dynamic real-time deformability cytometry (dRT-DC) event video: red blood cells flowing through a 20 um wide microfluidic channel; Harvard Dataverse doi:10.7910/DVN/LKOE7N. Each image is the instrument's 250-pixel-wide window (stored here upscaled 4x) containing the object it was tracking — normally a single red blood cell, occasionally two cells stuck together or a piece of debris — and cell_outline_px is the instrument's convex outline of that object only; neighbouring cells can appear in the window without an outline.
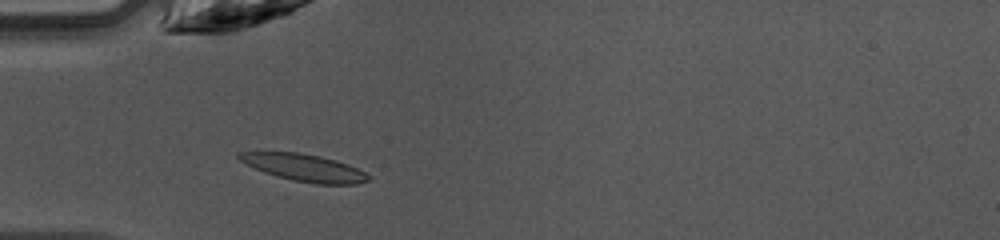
{"species": "common noctule bat (a hibernating species)", "species_latin": "Nyctalus noctula", "temperature_condition": "warm", "stored_images_in_passage": 40, "camera_frame_rate_fps": 3000, "um_per_image_px": 0.085, "animal": {"sex": "female", "body_mass_g": 10.0, "forearm_length_mm": 53.1}, "frame": {"image": 1, "passage_image": 7, "time_ms": 2.0, "image_size_px": [1000, 240], "cell_outline_px": [[372, 176], [368, 180], [356, 184], [316, 184], [292, 180], [276, 176], [264, 172], [240, 160], [236, 156], [236, 152], [300, 152], [320, 156], [336, 160], [348, 164]], "centroid_in_image_um": [25.87, 14.25], "position_along_channel_um": 59.1, "area_um2": 20.35}}
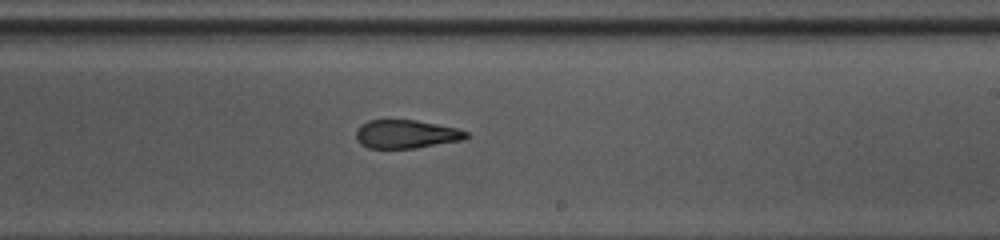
{"frame": {"image": 2, "passage_image": 21, "time_ms": 6.667, "image_size_px": [1000, 240], "cell_outline_px": [[468, 136], [464, 140], [416, 148], [368, 148], [360, 144], [356, 140], [356, 132], [368, 120], [416, 120], [456, 128], [468, 132]], "centroid_in_image_um": [34.54, 11.41], "position_along_channel_um": 254.5, "area_um2": 18.15}}
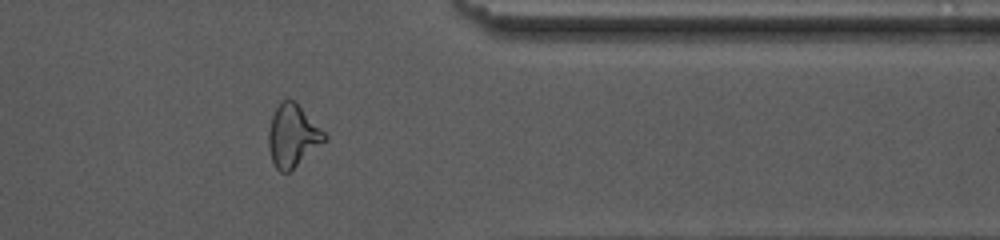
{"frame": {"image": 3, "passage_image": 31, "time_ms": 10.0, "image_size_px": [1000, 240], "cell_outline_px": [[328, 140], [288, 172], [280, 172], [276, 168], [272, 160], [268, 148], [268, 132], [272, 116], [280, 100], [288, 96], [296, 100], [328, 136]], "centroid_in_image_um": [24.89, 11.48], "position_along_channel_um": 386.5, "area_um2": 20.69}, "authors_computed_cell_mechanics": {"area_um2": 19.5942, "velocity_mm_per_s": 4.2343, "shape_relaxation_time_tau1_ms": 5.7705, "shape_relaxation_time_tau2_ms": 3.3337, "deformation_change_tau1": 0.1947, "deformation_change_tau2": 0.1068}}